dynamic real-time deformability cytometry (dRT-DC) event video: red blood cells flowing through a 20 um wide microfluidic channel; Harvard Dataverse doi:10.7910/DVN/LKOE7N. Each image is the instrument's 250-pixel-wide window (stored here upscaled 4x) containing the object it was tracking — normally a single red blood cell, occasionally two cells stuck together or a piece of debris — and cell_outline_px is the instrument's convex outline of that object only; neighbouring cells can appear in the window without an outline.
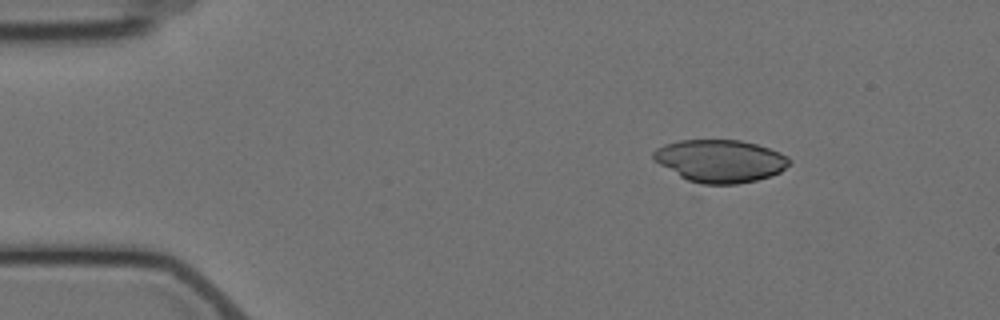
{"species": "Egyptian fruit bat (a non-hibernating species)", "species_latin": "Rousettus aegyptiacus", "temperature_condition": "cold", "stored_images_in_passage": 6, "camera_frame_rate_fps": 3000, "um_per_image_px": 0.085, "animal": {"sex": "female"}, "frame": {"image": 1, "passage_image": 2, "time_ms": 1.0, "image_size_px": [1000, 320], "cell_outline_px": [[788, 164], [780, 172], [772, 176], [756, 180], [736, 184], [700, 188], [696, 188], [652, 160], [652, 152], [656, 148], [664, 144], [680, 140], [740, 140], [756, 144], [780, 152], [788, 156]], "centroid_in_image_um": [61.11, 13.74], "position_along_channel_um": 23.9, "area_um2": 34.91}}